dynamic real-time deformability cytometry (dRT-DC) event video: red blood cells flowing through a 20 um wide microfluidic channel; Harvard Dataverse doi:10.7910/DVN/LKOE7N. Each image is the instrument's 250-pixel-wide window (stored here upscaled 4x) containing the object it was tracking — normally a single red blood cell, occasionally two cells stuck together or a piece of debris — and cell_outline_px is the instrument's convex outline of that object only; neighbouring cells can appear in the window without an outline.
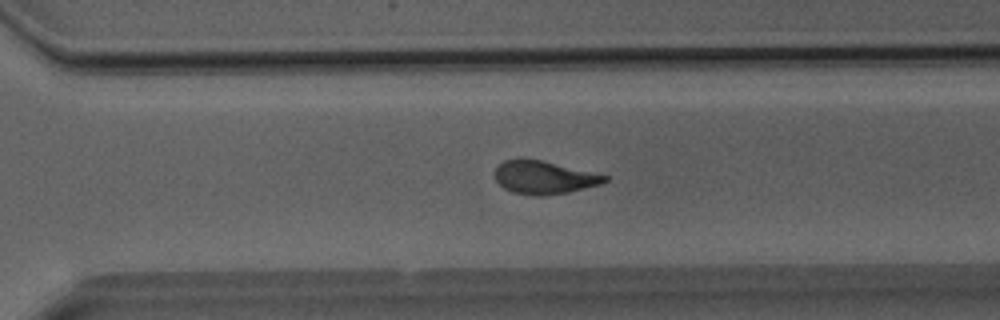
{"species": "Egyptian fruit bat (a non-hibernating species)", "species_latin": "Rousettus aegyptiacus", "temperature_condition": "room temperature", "stored_images_in_passage": 29, "camera_frame_rate_fps": 3000, "um_per_image_px": 0.085, "animal": {"sex": "male"}, "frame": {"image": 1, "passage_image": 18, "time_ms": 5.667, "image_size_px": [1000, 320], "cell_outline_px": [[608, 180], [600, 184], [568, 192], [544, 196], [532, 196], [512, 192], [504, 188], [496, 180], [496, 168], [504, 160], [540, 160], [608, 176]], "centroid_in_image_um": [46.23, 15.11], "position_along_channel_um": 324.4, "area_um2": 20.63}}
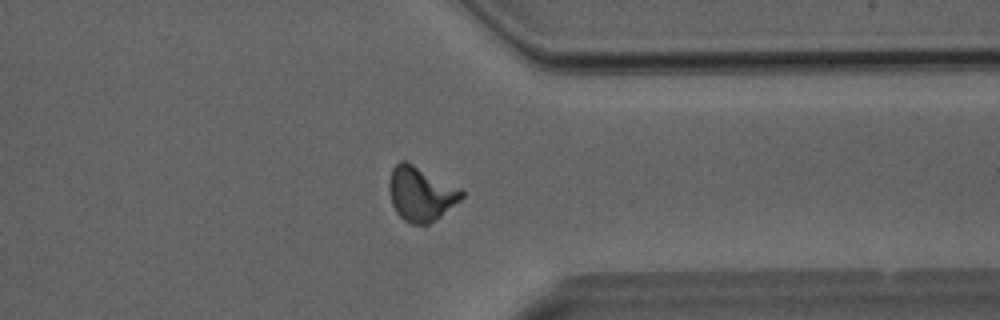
{"frame": {"image": 2, "passage_image": 21, "time_ms": 6.667, "image_size_px": [1000, 320], "cell_outline_px": [[464, 196], [460, 200], [440, 216], [428, 224], [412, 224], [404, 220], [396, 212], [392, 204], [388, 188], [388, 180], [392, 168], [400, 160], [404, 160], [460, 188], [464, 192]], "centroid_in_image_um": [35.73, 16.47], "position_along_channel_um": 375.7, "area_um2": 22.72}}
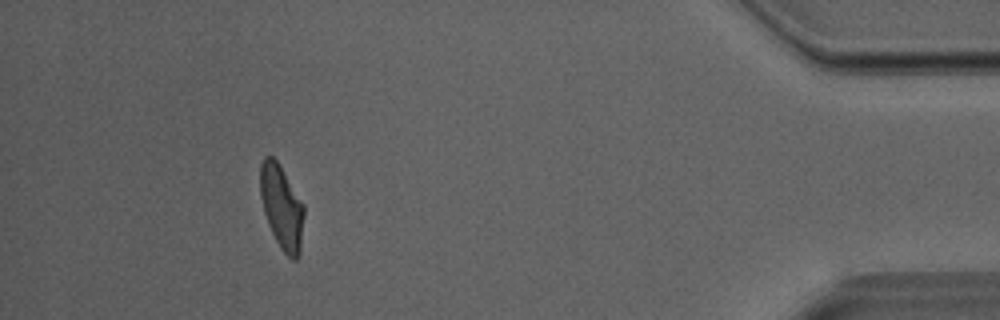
{"frame": {"image": 3, "passage_image": 26, "time_ms": 8.333, "image_size_px": [1000, 320], "cell_outline_px": [[304, 216], [300, 252], [296, 260], [292, 260], [280, 248], [268, 224], [264, 212], [260, 196], [260, 164], [264, 156], [272, 156], [276, 160], [304, 204]], "centroid_in_image_um": [23.94, 17.61], "position_along_channel_um": 411.3, "area_um2": 21.33}}